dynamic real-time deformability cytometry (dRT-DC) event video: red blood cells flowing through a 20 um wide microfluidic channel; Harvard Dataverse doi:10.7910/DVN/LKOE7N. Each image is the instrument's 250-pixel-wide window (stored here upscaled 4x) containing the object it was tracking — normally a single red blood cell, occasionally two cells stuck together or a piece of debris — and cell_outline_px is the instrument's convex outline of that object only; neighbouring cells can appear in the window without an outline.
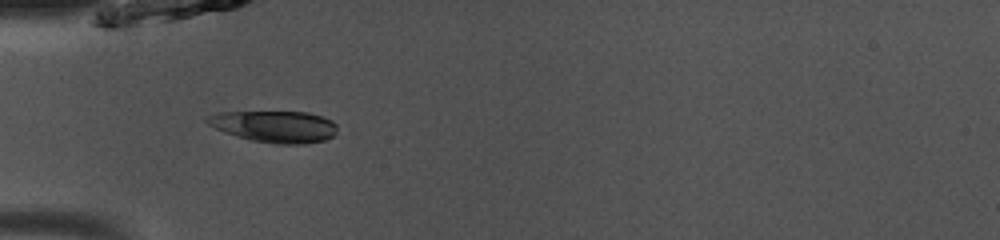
{"species": "common noctule bat (a hibernating species)", "species_latin": "Nyctalus noctula", "temperature_condition": "room temperature", "stored_images_in_passage": 35, "camera_frame_rate_fps": 3000, "um_per_image_px": 0.085, "animal": {"sex": "male", "body_mass_g": 13.0, "forearm_length_mm": 53.1}, "frame": {"image": 1, "passage_image": 2, "time_ms": 0.333, "image_size_px": [1000, 240], "cell_outline_px": [[336, 132], [332, 136], [324, 140], [304, 144], [276, 144], [252, 140], [224, 132], [208, 124], [204, 120], [204, 116], [220, 112], [308, 112], [324, 116], [332, 120], [336, 124]], "centroid_in_image_um": [23.35, 10.74], "position_along_channel_um": 61.7, "area_um2": 24.04}}
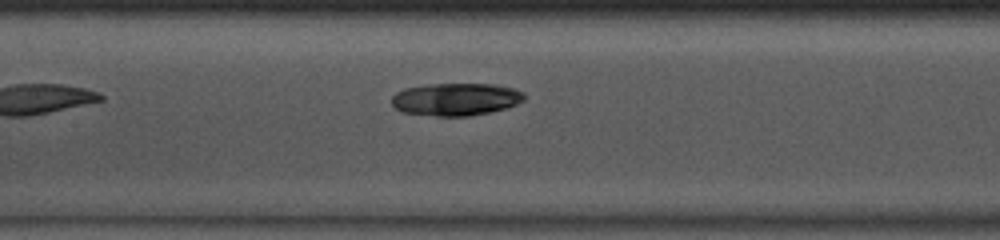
{"frame": {"image": 2, "passage_image": 10, "time_ms": 3.0, "image_size_px": [1000, 240], "cell_outline_px": [[524, 100], [516, 104], [504, 108], [488, 112], [468, 116], [436, 116], [400, 112], [392, 104], [392, 96], [396, 92], [404, 88], [428, 84], [492, 84], [512, 88], [524, 92]], "centroid_in_image_um": [38.7, 8.43], "position_along_channel_um": 168.7, "area_um2": 25.09}}
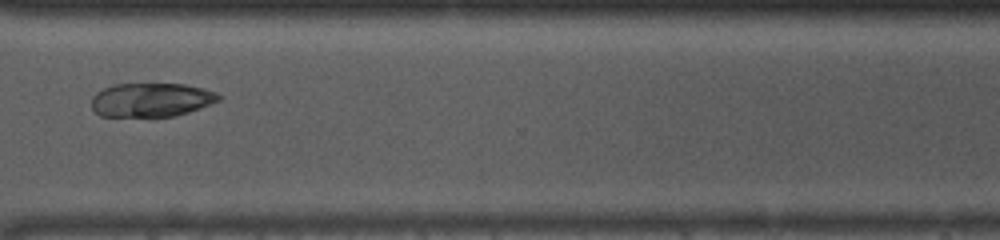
{"frame": {"image": 3, "passage_image": 24, "time_ms": 7.667, "image_size_px": [1000, 240], "cell_outline_px": [[220, 100], [200, 108], [176, 116], [152, 120], [100, 116], [92, 108], [92, 96], [96, 92], [104, 88], [116, 84], [184, 84], [204, 88], [216, 92], [220, 96]], "centroid_in_image_um": [12.83, 8.55], "position_along_channel_um": 357.8, "area_um2": 26.13}}